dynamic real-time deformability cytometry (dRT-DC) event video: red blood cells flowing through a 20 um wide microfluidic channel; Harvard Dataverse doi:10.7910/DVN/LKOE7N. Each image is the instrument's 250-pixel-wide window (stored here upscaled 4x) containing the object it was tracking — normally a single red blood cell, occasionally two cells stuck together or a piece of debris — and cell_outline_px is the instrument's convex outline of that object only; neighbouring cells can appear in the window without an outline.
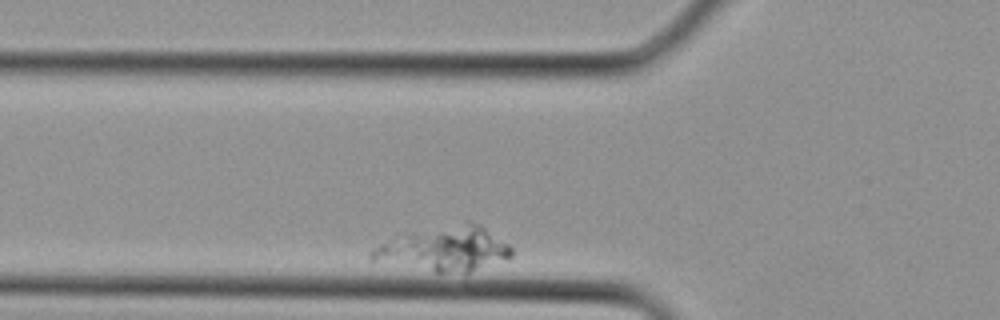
{"species": "Egyptian fruit bat (a non-hibernating species)", "species_latin": "Rousettus aegyptiacus", "temperature_condition": "cold", "stored_images_in_passage": 5, "camera_frame_rate_fps": 3000, "um_per_image_px": 0.085, "animal": {"sex": "female"}, "frame": {"image": 1, "passage_image": 5, "time_ms": 1.333, "image_size_px": [1000, 320], "cell_outline_px": [[512, 256], [468, 272], [436, 272], [368, 260], [368, 252], [372, 248], [380, 244], [408, 236], [468, 220], [472, 220], [480, 224], [508, 244], [512, 248]], "centroid_in_image_um": [37.81, 21.18], "position_along_channel_um": 88.0, "area_um2": 35.03}}